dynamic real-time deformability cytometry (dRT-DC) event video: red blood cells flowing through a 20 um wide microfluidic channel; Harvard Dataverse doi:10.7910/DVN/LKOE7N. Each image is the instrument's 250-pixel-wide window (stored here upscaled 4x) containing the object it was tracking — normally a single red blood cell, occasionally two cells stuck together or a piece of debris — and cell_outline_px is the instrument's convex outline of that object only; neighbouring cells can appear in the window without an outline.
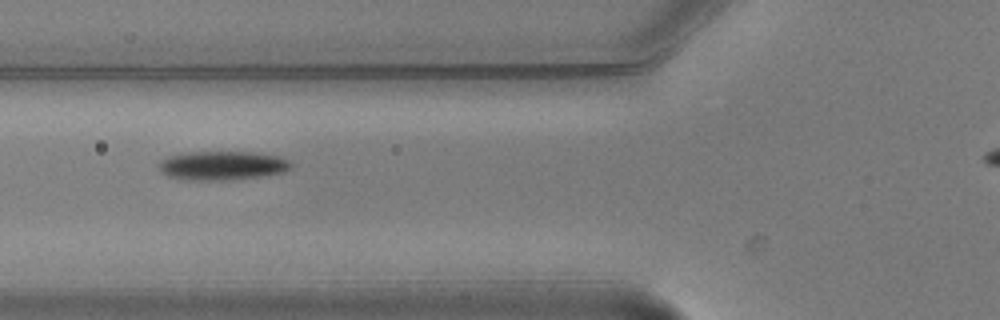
{"species": "common noctule bat (a hibernating species)", "species_latin": "Nyctalus noctula", "temperature_condition": "warm", "stored_images_in_passage": 7, "camera_frame_rate_fps": 3000, "um_per_image_px": 0.085, "animal": {"sex": "male", "body_mass_g": 20.5, "forearm_length_mm": 52.5}, "frame": {"image": 1, "passage_image": 6, "time_ms": 1.667, "image_size_px": [1000, 320], "cell_outline_px": [[292, 168], [284, 172], [260, 176], [232, 180], [180, 180], [168, 176], [160, 172], [160, 160], [168, 156], [188, 152], [260, 152], [280, 156], [288, 160], [292, 164]], "centroid_in_image_um": [18.91, 14.07], "position_along_channel_um": 106.9, "area_um2": 22.6}}
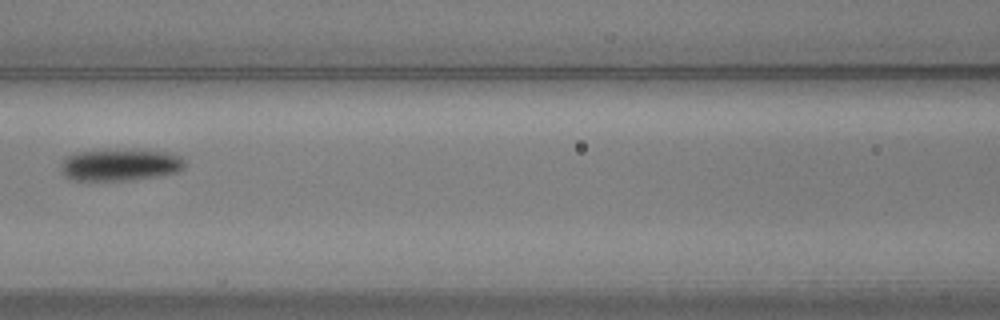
{"frame": {"image": 2, "passage_image": 7, "time_ms": 2.0, "image_size_px": [1000, 320], "cell_outline_px": [[184, 168], [176, 172], [160, 176], [132, 180], [72, 180], [64, 176], [60, 164], [68, 156], [76, 152], [168, 152], [180, 156], [184, 160]], "centroid_in_image_um": [10.21, 14.06], "position_along_channel_um": 156.4, "area_um2": 22.08}}